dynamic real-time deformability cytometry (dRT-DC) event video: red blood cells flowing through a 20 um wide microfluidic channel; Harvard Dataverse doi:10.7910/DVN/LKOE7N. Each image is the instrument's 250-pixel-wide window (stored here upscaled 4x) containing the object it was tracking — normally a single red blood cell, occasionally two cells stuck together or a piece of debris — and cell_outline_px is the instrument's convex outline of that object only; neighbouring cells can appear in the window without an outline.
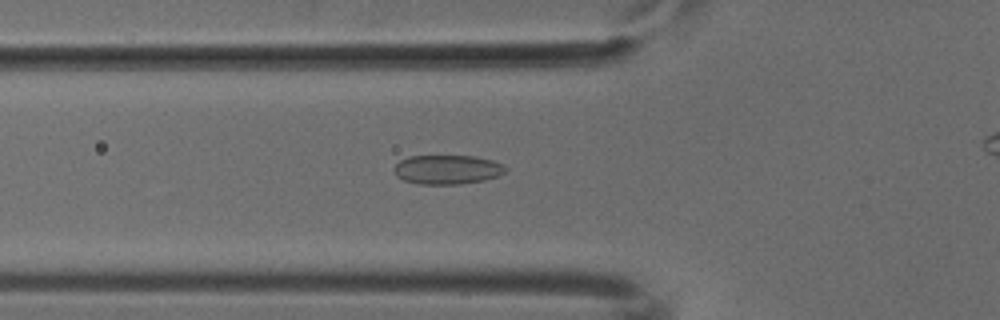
{"species": "common noctule bat (a hibernating species)", "species_latin": "Nyctalus noctula", "temperature_condition": "cold", "stored_images_in_passage": 24, "camera_frame_rate_fps": 3000, "um_per_image_px": 0.085, "animal": {"sex": "male", "body_mass_g": 18.8}, "frame": {"image": 1, "passage_image": 13, "time_ms": 4.0, "image_size_px": [1000, 320], "cell_outline_px": [[508, 168], [504, 172], [496, 176], [484, 180], [460, 184], [420, 184], [404, 180], [396, 176], [392, 172], [392, 168], [400, 160], [408, 156], [476, 156], [492, 160], [504, 164]], "centroid_in_image_um": [37.99, 14.4], "position_along_channel_um": 87.8, "area_um2": 19.13}}
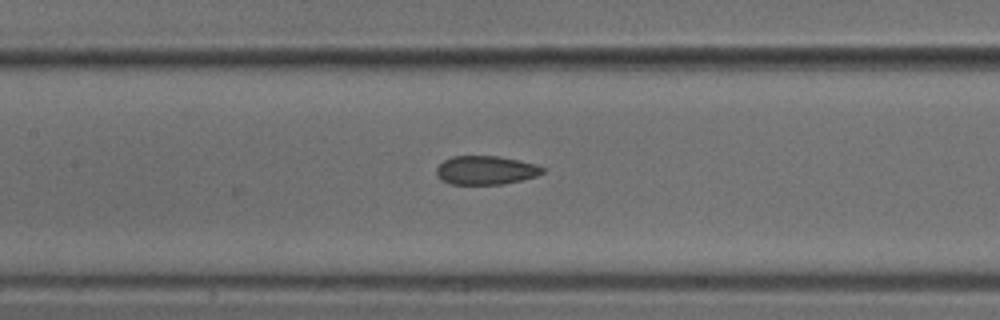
{"frame": {"image": 2, "passage_image": 19, "time_ms": 6.0, "image_size_px": [1000, 320], "cell_outline_px": [[544, 172], [536, 176], [504, 184], [452, 184], [440, 180], [436, 172], [436, 168], [444, 160], [452, 156], [500, 156], [520, 160], [536, 164], [544, 168]], "centroid_in_image_um": [41.29, 14.46], "position_along_channel_um": 166.1, "area_um2": 17.8}}
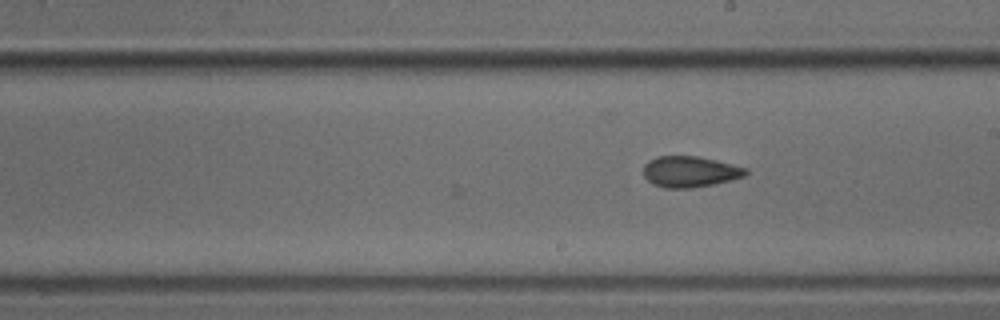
{"frame": {"image": 3, "passage_image": 24, "time_ms": 7.667, "image_size_px": [1000, 320], "cell_outline_px": [[748, 172], [744, 176], [732, 180], [712, 184], [688, 188], [664, 188], [652, 184], [644, 176], [644, 164], [648, 160], [656, 156], [696, 156], [716, 160], [748, 168]], "centroid_in_image_um": [58.63, 14.59], "position_along_channel_um": 230.4, "area_um2": 18.5}}